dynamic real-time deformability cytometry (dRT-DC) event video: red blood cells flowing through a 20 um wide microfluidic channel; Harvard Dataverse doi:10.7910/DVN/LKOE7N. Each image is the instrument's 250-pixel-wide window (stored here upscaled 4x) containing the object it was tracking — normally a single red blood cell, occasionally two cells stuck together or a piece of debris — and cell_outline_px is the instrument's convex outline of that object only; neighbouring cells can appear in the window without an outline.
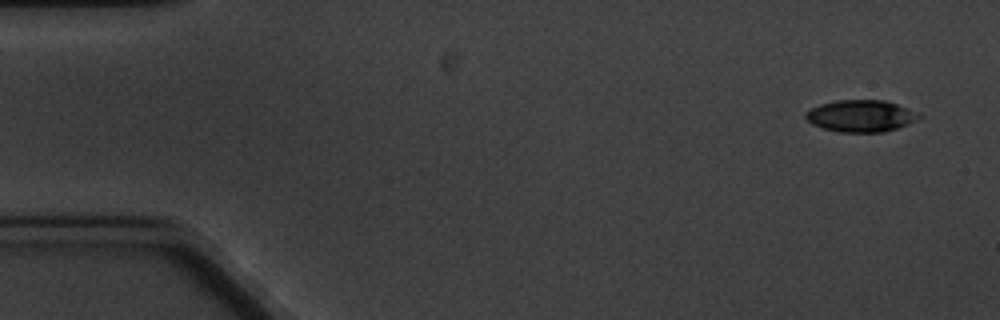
{"species": "common noctule bat (a hibernating species)", "species_latin": "Nyctalus noctula", "temperature_condition": "cold", "stored_images_in_passage": 5, "camera_frame_rate_fps": 3000, "um_per_image_px": 0.085, "animal": {"sex": "male", "body_mass_g": 20.1, "forearm_length_mm": 53.5}, "frame": {"image": 1, "passage_image": 1, "time_ms": 0.0, "image_size_px": [1000, 320], "cell_outline_px": [[924, 116], [908, 124], [884, 132], [840, 132], [824, 128], [812, 124], [804, 116], [804, 112], [820, 104], [836, 100], [884, 100], [896, 104]], "centroid_in_image_um": [73.15, 9.85], "position_along_channel_um": 11.9, "area_um2": 20.87}}
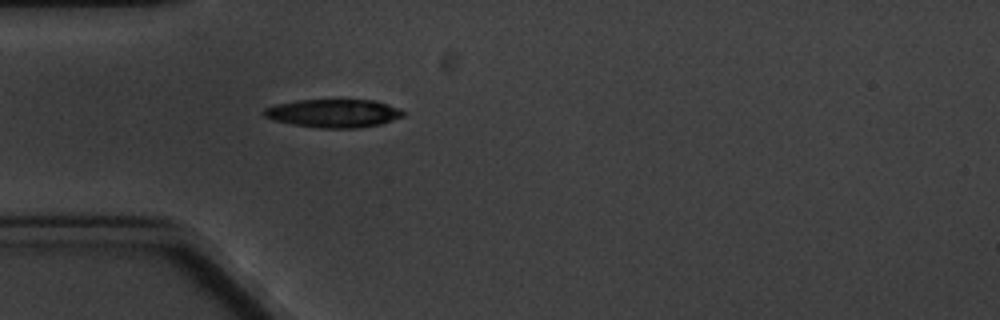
{"frame": {"image": 2, "passage_image": 5, "time_ms": 4.667, "image_size_px": [1000, 320], "cell_outline_px": [[404, 116], [380, 124], [360, 128], [320, 128], [272, 120], [264, 116], [260, 112], [264, 108], [276, 104], [300, 100], [372, 100], [400, 108], [404, 112]], "centroid_in_image_um": [28.33, 9.63], "position_along_channel_um": 56.7, "area_um2": 22.83}}